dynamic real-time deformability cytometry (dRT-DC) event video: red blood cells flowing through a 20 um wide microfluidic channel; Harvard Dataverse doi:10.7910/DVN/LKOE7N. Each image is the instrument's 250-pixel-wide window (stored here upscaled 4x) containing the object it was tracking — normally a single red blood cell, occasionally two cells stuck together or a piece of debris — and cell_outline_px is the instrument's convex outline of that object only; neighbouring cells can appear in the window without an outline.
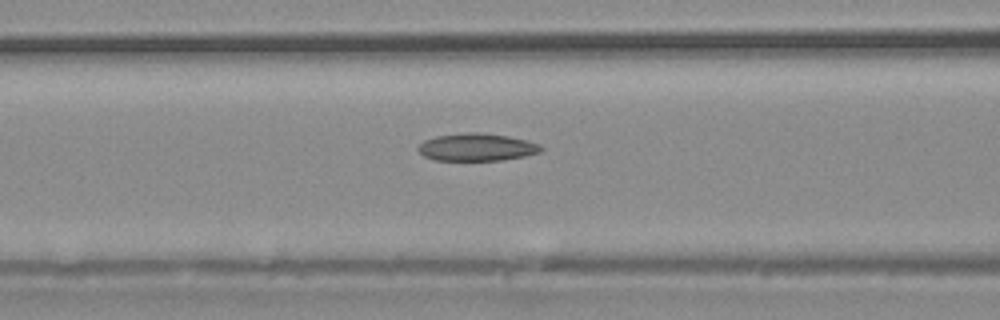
{"species": "common noctule bat (a hibernating species)", "species_latin": "Nyctalus noctula", "temperature_condition": "warm", "stored_images_in_passage": 32, "camera_frame_rate_fps": 3000, "um_per_image_px": 0.085, "animal": {"sex": "male", "body_mass_g": 20.4}, "frame": {"image": 1, "passage_image": 10, "time_ms": 3.0, "image_size_px": [1000, 320], "cell_outline_px": [[544, 148], [540, 152], [524, 156], [500, 160], [436, 160], [424, 156], [416, 148], [424, 140], [436, 136], [468, 132], [476, 132], [508, 136], [528, 140], [540, 144]], "centroid_in_image_um": [40.54, 12.5], "position_along_channel_um": 126.1, "area_um2": 19.65}}